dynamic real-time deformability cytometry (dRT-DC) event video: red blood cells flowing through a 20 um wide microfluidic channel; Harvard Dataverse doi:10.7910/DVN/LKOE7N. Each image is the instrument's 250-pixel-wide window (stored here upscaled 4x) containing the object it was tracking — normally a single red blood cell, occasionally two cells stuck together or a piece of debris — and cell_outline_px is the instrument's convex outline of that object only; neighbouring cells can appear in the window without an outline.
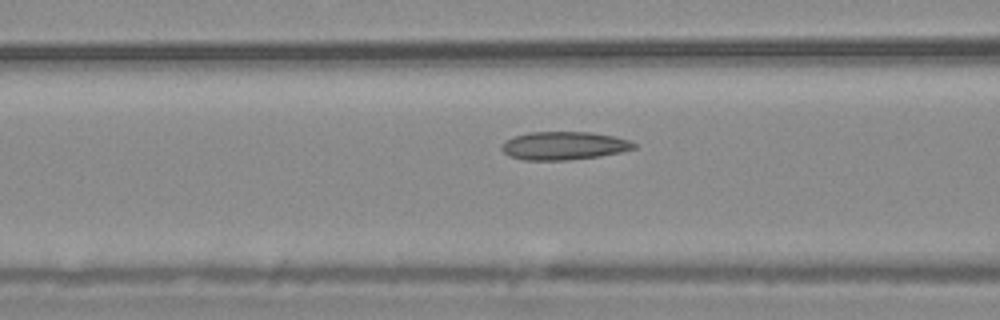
{"species": "common noctule bat (a hibernating species)", "species_latin": "Nyctalus noctula", "temperature_condition": "warm", "stored_images_in_passage": 55, "camera_frame_rate_fps": 3000, "um_per_image_px": 0.085, "animal": {"sex": "male", "body_mass_g": 20.4}, "frame": {"image": 1, "passage_image": 22, "time_ms": 7.0, "image_size_px": [1000, 320], "cell_outline_px": [[636, 148], [620, 152], [600, 156], [568, 160], [524, 160], [508, 156], [500, 148], [500, 144], [512, 136], [528, 132], [588, 132], [612, 136], [628, 140], [636, 144]], "centroid_in_image_um": [47.87, 12.39], "position_along_channel_um": 118.7, "area_um2": 21.79}}
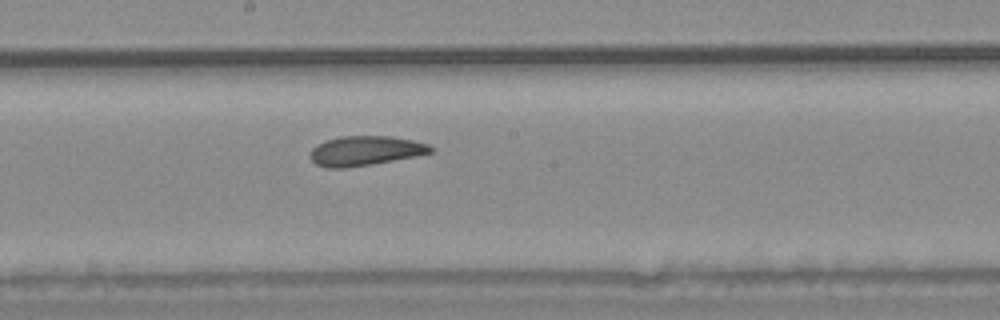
{"frame": {"image": 2, "passage_image": 30, "time_ms": 9.667, "image_size_px": [1000, 320], "cell_outline_px": [[436, 152], [416, 156], [372, 164], [348, 168], [328, 168], [316, 164], [308, 156], [312, 148], [316, 144], [324, 140], [340, 136], [392, 136], [412, 140], [428, 144], [436, 148]], "centroid_in_image_um": [31.06, 12.81], "position_along_channel_um": 217.1, "area_um2": 21.15}}
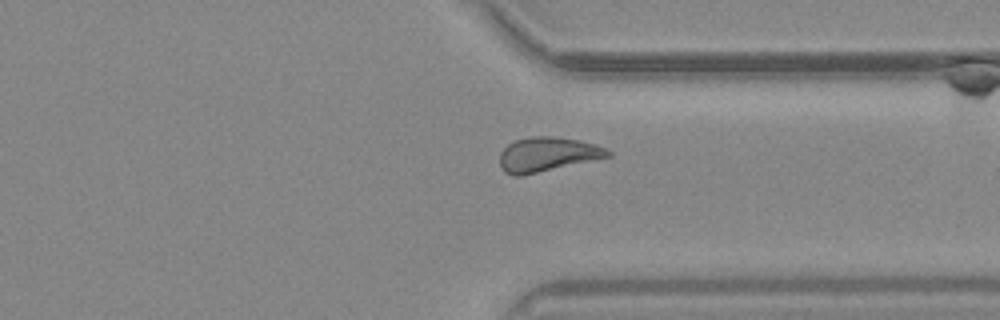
{"frame": {"image": 3, "passage_image": 42, "time_ms": 13.667, "image_size_px": [1000, 320], "cell_outline_px": [[612, 156], [520, 176], [512, 176], [504, 172], [500, 168], [500, 152], [508, 144], [516, 140], [532, 136], [552, 136], [576, 140], [592, 144], [604, 148], [612, 152]], "centroid_in_image_um": [46.48, 13.13], "position_along_channel_um": 364.9, "area_um2": 21.44}, "authors_computed_cell_mechanics": {"area_um2": 21.7906, "velocity_mm_per_s": 3.6949, "shape_relaxation_time_tau1_ms": 8.8847, "shape_relaxation_time_tau2_ms": 2.2944, "deformation_change_tau1": 0.1751, "deformation_change_tau2": 0.0697}}